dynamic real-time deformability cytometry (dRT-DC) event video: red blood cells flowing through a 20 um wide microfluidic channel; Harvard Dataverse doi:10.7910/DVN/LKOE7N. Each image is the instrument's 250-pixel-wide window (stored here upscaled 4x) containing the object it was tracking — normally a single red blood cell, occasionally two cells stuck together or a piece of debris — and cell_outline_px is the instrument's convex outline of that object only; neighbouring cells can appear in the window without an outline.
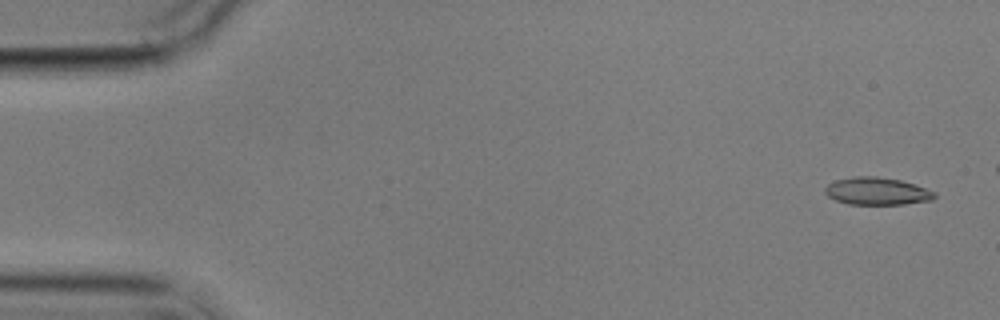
{"species": "common noctule bat (a hibernating species)", "species_latin": "Nyctalus noctula", "temperature_condition": "cold", "stored_images_in_passage": 5, "camera_frame_rate_fps": 3000, "um_per_image_px": 0.085, "animal": {"sex": "male", "body_mass_g": 17.9}, "frame": {"image": 1, "passage_image": 1, "time_ms": 0.0, "image_size_px": [1000, 320], "cell_outline_px": [[936, 196], [932, 200], [904, 204], [848, 204], [836, 200], [828, 196], [824, 192], [824, 188], [828, 184], [836, 180], [852, 176], [876, 176], [900, 180], [936, 192]], "centroid_in_image_um": [74.52, 16.25], "position_along_channel_um": 10.5, "area_um2": 17.46}}